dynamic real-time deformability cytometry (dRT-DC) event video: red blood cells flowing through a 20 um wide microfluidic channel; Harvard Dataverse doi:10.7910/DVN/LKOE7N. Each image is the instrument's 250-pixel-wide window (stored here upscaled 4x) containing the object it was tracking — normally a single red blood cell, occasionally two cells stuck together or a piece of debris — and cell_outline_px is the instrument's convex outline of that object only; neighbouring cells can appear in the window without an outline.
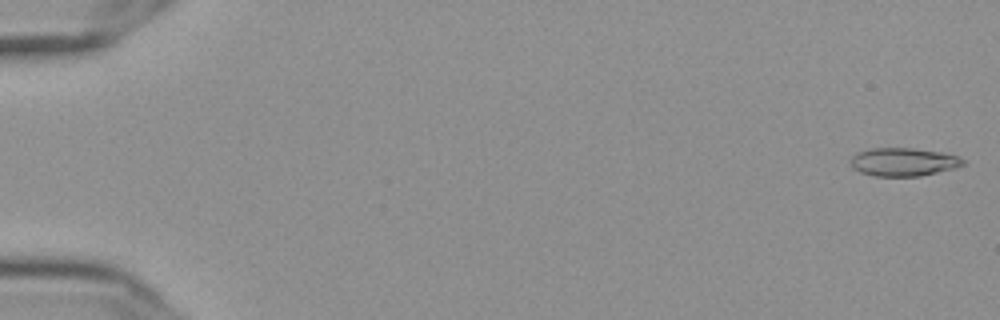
{"species": "Egyptian fruit bat (a non-hibernating species)", "species_latin": "Rousettus aegyptiacus", "temperature_condition": "cold", "stored_images_in_passage": 9, "camera_frame_rate_fps": 3000, "um_per_image_px": 0.085, "frame": {"image": 1, "passage_image": 1, "time_ms": 0.0, "image_size_px": [1000, 320], "cell_outline_px": [[964, 164], [952, 168], [920, 176], [876, 176], [860, 172], [852, 168], [852, 156], [856, 152], [872, 148], [912, 148], [940, 152], [960, 156], [964, 160]], "centroid_in_image_um": [76.77, 13.76], "position_along_channel_um": 8.2, "area_um2": 18.32}}